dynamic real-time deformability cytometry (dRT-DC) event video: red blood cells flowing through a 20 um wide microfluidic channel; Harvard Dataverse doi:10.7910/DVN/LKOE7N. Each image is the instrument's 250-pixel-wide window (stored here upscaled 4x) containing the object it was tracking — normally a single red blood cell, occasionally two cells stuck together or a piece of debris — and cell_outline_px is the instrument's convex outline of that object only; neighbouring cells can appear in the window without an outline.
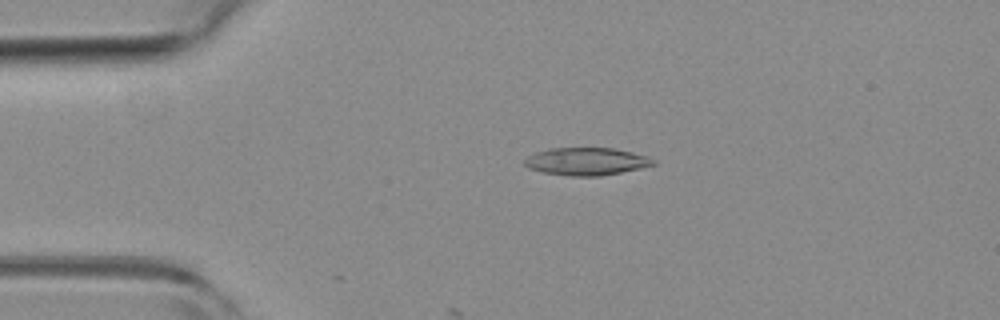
{"species": "common noctule bat (a hibernating species)", "species_latin": "Nyctalus noctula", "temperature_condition": "room temperature", "stored_images_in_passage": 4, "camera_frame_rate_fps": 3000, "um_per_image_px": 0.085, "animal": {"sex": "female", "body_mass_g": 19.3, "forearm_length_mm": 54.1}, "frame": {"image": 1, "passage_image": 3, "time_ms": 0.667, "image_size_px": [1000, 320], "cell_outline_px": [[656, 164], [640, 168], [600, 176], [572, 176], [544, 172], [528, 168], [524, 164], [524, 160], [528, 156], [536, 152], [548, 148], [612, 148], [632, 152], [648, 156], [656, 160]], "centroid_in_image_um": [49.85, 13.71], "position_along_channel_um": 35.1, "area_um2": 20.63}}